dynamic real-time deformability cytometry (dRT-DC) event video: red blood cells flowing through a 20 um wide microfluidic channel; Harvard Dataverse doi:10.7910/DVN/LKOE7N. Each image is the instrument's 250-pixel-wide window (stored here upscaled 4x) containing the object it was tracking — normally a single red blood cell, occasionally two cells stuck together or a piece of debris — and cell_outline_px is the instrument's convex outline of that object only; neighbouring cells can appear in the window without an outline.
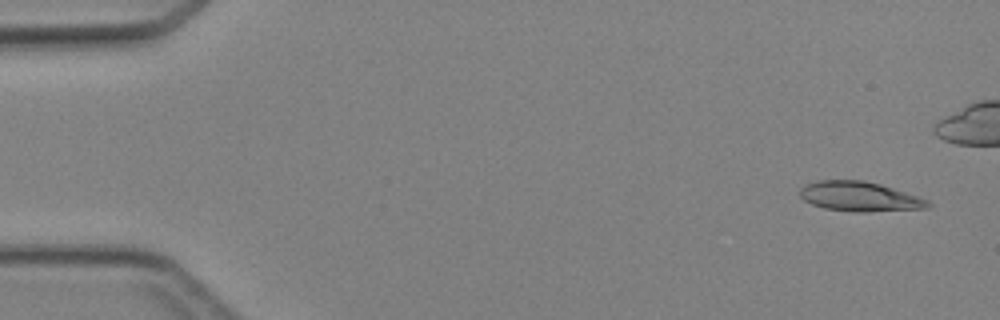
{"species": "Egyptian fruit bat (a non-hibernating species)", "species_latin": "Rousettus aegyptiacus", "temperature_condition": "cold", "stored_images_in_passage": 7, "camera_frame_rate_fps": 3000, "um_per_image_px": 0.085, "animal": {"sex": "female"}, "frame": {"image": 1, "passage_image": 2, "time_ms": 0.333, "image_size_px": [1000, 320], "cell_outline_px": [[932, 204], [928, 208], [864, 212], [852, 212], [824, 208], [812, 204], [804, 200], [800, 196], [800, 188], [804, 184], [816, 180], [864, 180], [880, 184], [928, 200]], "centroid_in_image_um": [73.02, 16.7], "position_along_channel_um": 12.0, "area_um2": 22.14}}